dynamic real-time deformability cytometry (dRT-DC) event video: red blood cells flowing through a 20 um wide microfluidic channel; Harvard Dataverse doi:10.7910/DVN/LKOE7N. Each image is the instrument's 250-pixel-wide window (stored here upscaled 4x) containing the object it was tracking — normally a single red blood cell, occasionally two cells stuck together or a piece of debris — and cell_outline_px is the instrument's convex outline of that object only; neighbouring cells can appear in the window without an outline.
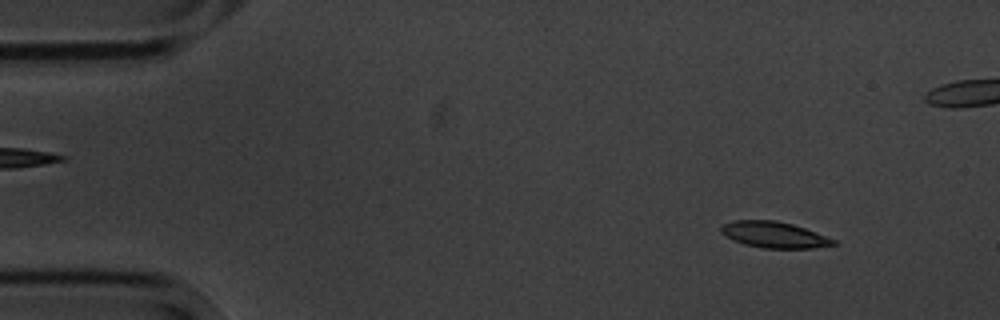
{"species": "common noctule bat (a hibernating species)", "species_latin": "Nyctalus noctula", "temperature_condition": "cold", "stored_images_in_passage": 4, "camera_frame_rate_fps": 3000, "um_per_image_px": 0.085, "animal": {"sex": "male", "body_mass_g": 20.1, "forearm_length_mm": 53.5}, "frame": {"image": 1, "passage_image": 1, "time_ms": 0.0, "image_size_px": [1000, 320], "cell_outline_px": [[836, 244], [812, 248], [764, 248], [744, 244], [720, 232], [720, 228], [724, 224], [732, 220], [776, 220], [792, 224], [816, 232], [836, 240]], "centroid_in_image_um": [65.81, 19.94], "position_along_channel_um": 19.2, "area_um2": 16.88}}